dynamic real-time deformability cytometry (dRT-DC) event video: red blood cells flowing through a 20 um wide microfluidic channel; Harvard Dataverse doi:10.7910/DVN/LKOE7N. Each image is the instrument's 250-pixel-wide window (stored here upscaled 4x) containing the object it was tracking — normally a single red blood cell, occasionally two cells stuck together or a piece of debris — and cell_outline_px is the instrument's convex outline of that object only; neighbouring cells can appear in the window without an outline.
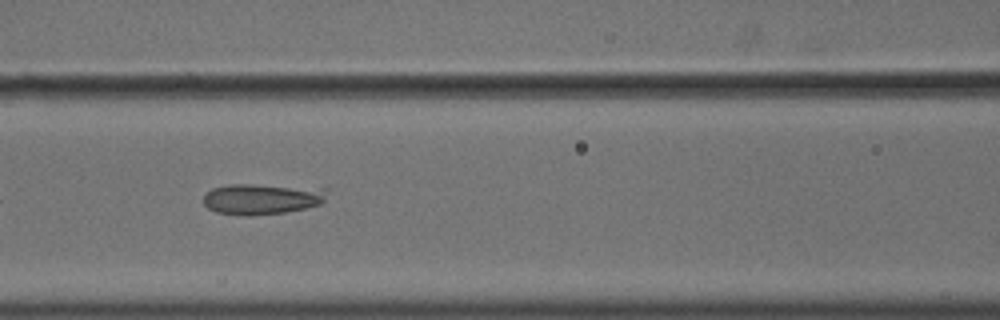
{"species": "common noctule bat (a hibernating species)", "species_latin": "Nyctalus noctula", "temperature_condition": "cold", "stored_images_in_passage": 33, "camera_frame_rate_fps": 3000, "um_per_image_px": 0.085, "animal": {"sex": "male", "body_mass_g": 18.8}, "frame": {"image": 1, "passage_image": 11, "time_ms": 3.333, "image_size_px": [1000, 320], "cell_outline_px": [[328, 188], [324, 200], [320, 204], [304, 208], [284, 212], [252, 216], [244, 216], [216, 212], [208, 208], [204, 204], [204, 196], [212, 188], [228, 184], [252, 184]], "centroid_in_image_um": [22.26, 16.9], "position_along_channel_um": 144.3, "area_um2": 22.31}}
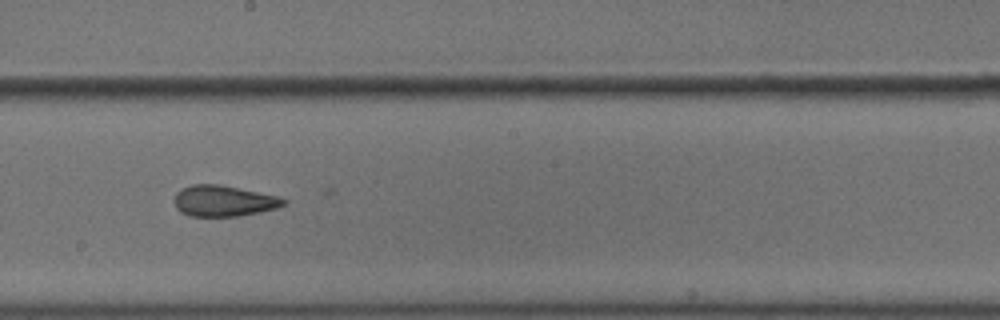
{"frame": {"image": 2, "passage_image": 18, "time_ms": 5.667, "image_size_px": [1000, 320], "cell_outline_px": [[288, 204], [276, 208], [240, 216], [188, 216], [180, 212], [176, 208], [176, 192], [192, 184], [220, 184], [276, 196], [288, 200]], "centroid_in_image_um": [19.02, 17.08], "position_along_channel_um": 229.2, "area_um2": 19.59}}
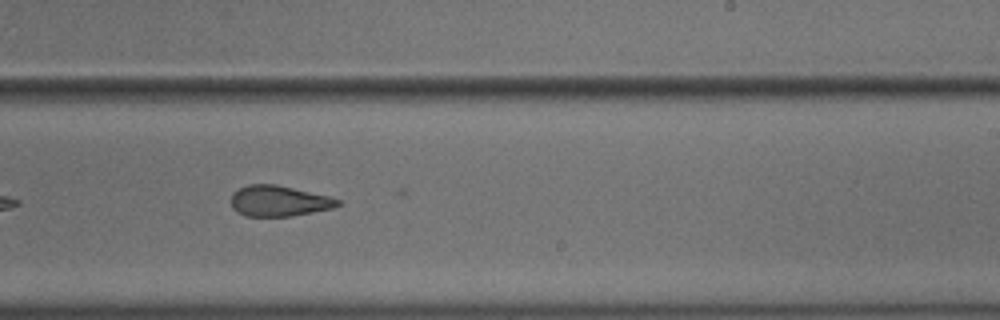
{"frame": {"image": 3, "passage_image": 21, "time_ms": 6.667, "image_size_px": [1000, 320], "cell_outline_px": [[340, 204], [332, 208], [292, 216], [244, 216], [236, 212], [232, 208], [232, 192], [248, 184], [276, 184], [328, 196], [340, 200]], "centroid_in_image_um": [23.67, 17.08], "position_along_channel_um": 265.3, "area_um2": 19.02}}